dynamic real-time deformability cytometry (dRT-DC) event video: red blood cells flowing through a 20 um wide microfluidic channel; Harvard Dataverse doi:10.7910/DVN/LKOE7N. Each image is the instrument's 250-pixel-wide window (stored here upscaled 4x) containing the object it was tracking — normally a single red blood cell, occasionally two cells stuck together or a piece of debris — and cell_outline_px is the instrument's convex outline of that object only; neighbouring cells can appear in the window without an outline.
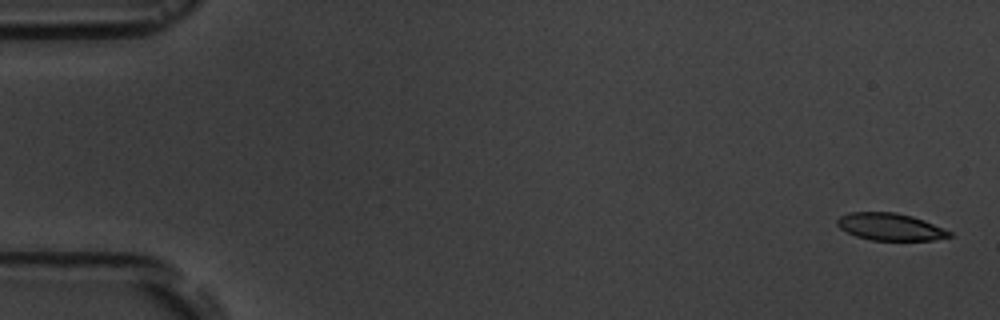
{"species": "common noctule bat (a hibernating species)", "species_latin": "Nyctalus noctula", "temperature_condition": "room temperature", "stored_images_in_passage": 6, "camera_frame_rate_fps": 3000, "um_per_image_px": 0.085, "animal": {"sex": "male", "body_mass_g": 19.5, "forearm_length_mm": 54.6}, "frame": {"image": 1, "passage_image": 1, "time_ms": 0.0, "image_size_px": [1000, 320], "cell_outline_px": [[952, 236], [932, 240], [872, 240], [856, 236], [840, 228], [836, 224], [836, 220], [840, 216], [848, 212], [896, 212], [912, 216], [924, 220], [952, 232]], "centroid_in_image_um": [75.65, 19.27], "position_along_channel_um": 9.4, "area_um2": 17.74}}
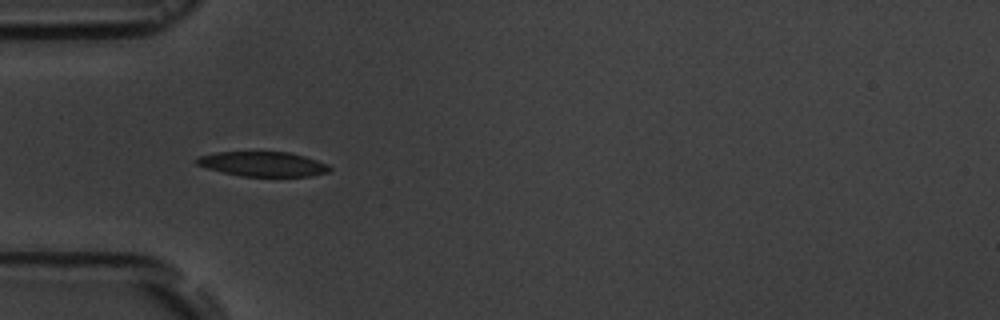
{"frame": {"image": 2, "passage_image": 5, "time_ms": 5.333, "image_size_px": [1000, 320], "cell_outline_px": [[332, 168], [328, 172], [312, 176], [240, 176], [208, 168], [196, 164], [196, 156], [216, 152], [288, 152], [304, 156], [328, 164]], "centroid_in_image_um": [22.35, 13.94], "position_along_channel_um": 62.7, "area_um2": 19.07}}
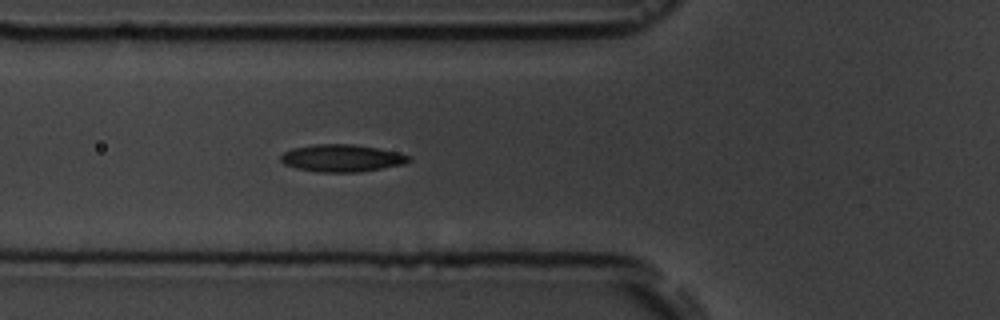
{"frame": {"image": 3, "passage_image": 6, "time_ms": 6.333, "image_size_px": [1000, 320], "cell_outline_px": [[412, 160], [404, 164], [360, 172], [320, 172], [296, 168], [284, 164], [280, 160], [280, 156], [284, 152], [292, 148], [312, 144], [356, 144], [400, 152], [412, 156]], "centroid_in_image_um": [29.09, 13.43], "position_along_channel_um": 96.7, "area_um2": 20.63}}